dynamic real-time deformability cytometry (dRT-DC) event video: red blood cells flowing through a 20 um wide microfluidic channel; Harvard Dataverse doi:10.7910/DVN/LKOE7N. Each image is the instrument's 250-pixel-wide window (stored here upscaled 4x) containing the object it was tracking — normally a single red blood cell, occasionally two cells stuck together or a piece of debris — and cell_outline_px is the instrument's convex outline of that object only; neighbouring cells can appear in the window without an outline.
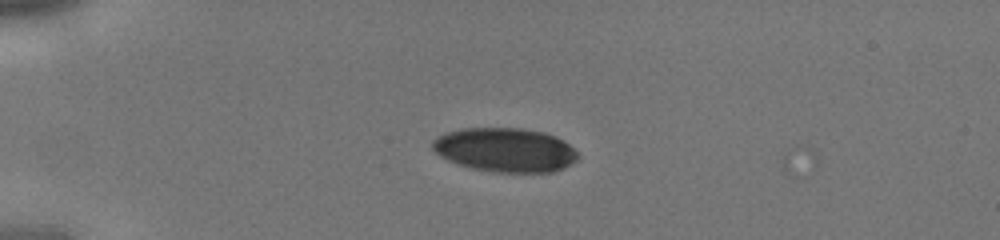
{"species": "human", "species_latin": "Homo sapiens", "temperature_condition": "cold", "stored_images_in_passage": 10, "camera_frame_rate_fps": 3000, "um_per_image_px": 0.085, "donor": {"sex": "male"}, "frame": {"image": 1, "passage_image": 7, "time_ms": 2.0, "image_size_px": [1000, 240], "cell_outline_px": [[580, 156], [572, 164], [564, 168], [552, 172], [492, 172], [472, 168], [448, 160], [440, 156], [432, 148], [432, 140], [444, 132], [460, 128], [520, 128], [544, 132], [556, 136], [564, 140]], "centroid_in_image_um": [42.94, 12.73], "position_along_channel_um": 42.1, "area_um2": 37.51}}
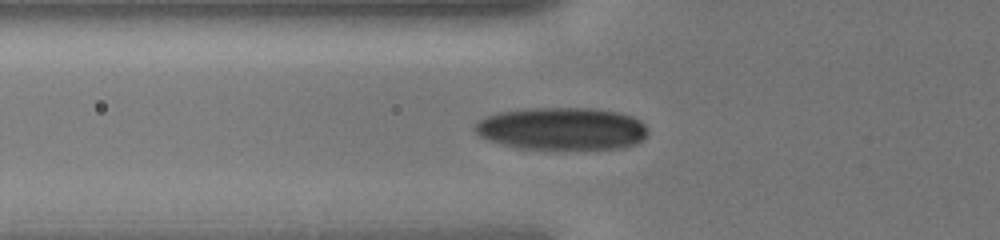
{"frame": {"image": 2, "passage_image": 10, "time_ms": 3.0, "image_size_px": [1000, 240], "cell_outline_px": [[648, 132], [636, 144], [620, 148], [520, 148], [500, 144], [488, 140], [480, 136], [472, 128], [484, 116], [496, 112], [520, 108], [592, 108], [616, 112], [632, 116], [640, 120], [648, 128]], "centroid_in_image_um": [47.71, 10.92], "position_along_channel_um": 78.1, "area_um2": 42.83}}